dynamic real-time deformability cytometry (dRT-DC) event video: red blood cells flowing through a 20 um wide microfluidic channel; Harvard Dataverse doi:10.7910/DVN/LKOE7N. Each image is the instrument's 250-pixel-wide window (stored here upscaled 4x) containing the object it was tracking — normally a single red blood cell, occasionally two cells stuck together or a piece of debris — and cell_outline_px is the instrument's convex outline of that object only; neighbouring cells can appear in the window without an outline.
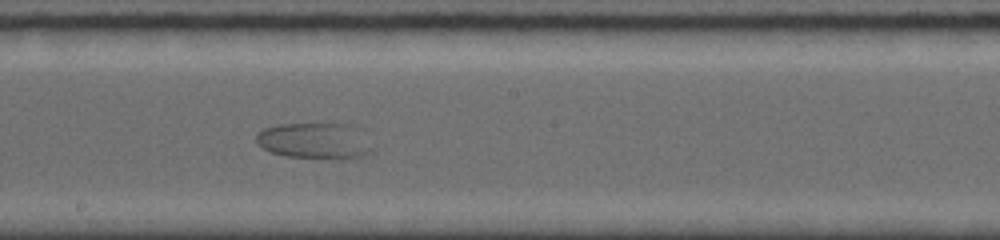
{"species": "common noctule bat (a hibernating species)", "species_latin": "Nyctalus noctula", "temperature_condition": "room temperature", "stored_images_in_passage": 14, "camera_frame_rate_fps": 5000, "um_per_image_px": 0.085, "animal": {"sex": "female", "body_mass_g": 19.0, "forearm_length_mm": 56.7}, "frame": {"image": 1, "passage_image": 8, "time_ms": 7.6, "image_size_px": [1000, 240], "cell_outline_px": [[376, 148], [372, 152], [360, 156], [288, 156], [272, 152], [256, 144], [256, 132], [264, 128], [280, 124], [364, 124]], "centroid_in_image_um": [26.9, 11.89], "position_along_channel_um": 221.3, "area_um2": 24.62}}
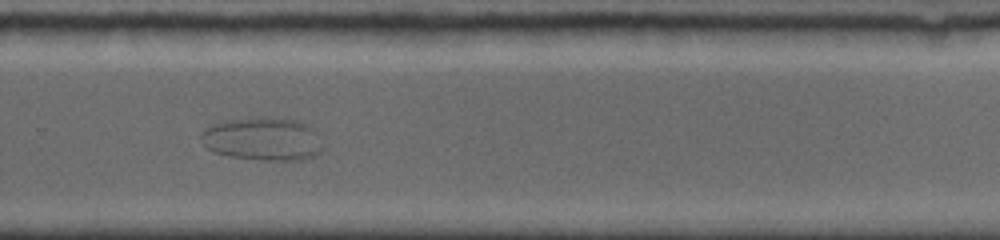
{"frame": {"image": 2, "passage_image": 10, "time_ms": 10.0, "image_size_px": [1000, 240], "cell_outline_px": [[324, 148], [320, 152], [312, 156], [296, 160], [260, 160], [228, 156], [212, 152], [204, 144], [200, 136], [200, 132], [204, 128], [224, 120], [256, 116], [268, 116], [300, 120], [316, 128]], "centroid_in_image_um": [22.35, 11.78], "position_along_channel_um": 307.4, "area_um2": 31.44}}